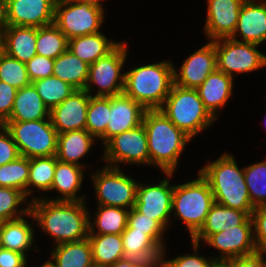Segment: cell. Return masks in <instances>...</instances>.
<instances>
[{
	"mask_svg": "<svg viewBox=\"0 0 266 267\" xmlns=\"http://www.w3.org/2000/svg\"><path fill=\"white\" fill-rule=\"evenodd\" d=\"M86 172L89 171L84 167L58 160L56 163L54 180L50 192L48 193L51 196L49 195L43 198L51 201L89 200V198L87 199V190H84V182L86 177H88ZM81 190H84L85 194L81 193Z\"/></svg>",
	"mask_w": 266,
	"mask_h": 267,
	"instance_id": "cell-19",
	"label": "cell"
},
{
	"mask_svg": "<svg viewBox=\"0 0 266 267\" xmlns=\"http://www.w3.org/2000/svg\"><path fill=\"white\" fill-rule=\"evenodd\" d=\"M174 84L197 89L207 77L217 69L216 51L214 41H208L187 55L179 67L173 61Z\"/></svg>",
	"mask_w": 266,
	"mask_h": 267,
	"instance_id": "cell-15",
	"label": "cell"
},
{
	"mask_svg": "<svg viewBox=\"0 0 266 267\" xmlns=\"http://www.w3.org/2000/svg\"><path fill=\"white\" fill-rule=\"evenodd\" d=\"M261 122H264V123H265V124H264V123H262V124L264 125V126L262 127V129H263V128H265V129H266V126H265V125H266V116H265V119H264V121H261Z\"/></svg>",
	"mask_w": 266,
	"mask_h": 267,
	"instance_id": "cell-58",
	"label": "cell"
},
{
	"mask_svg": "<svg viewBox=\"0 0 266 267\" xmlns=\"http://www.w3.org/2000/svg\"><path fill=\"white\" fill-rule=\"evenodd\" d=\"M106 15L105 10L90 4L56 0L54 24L70 40L103 31Z\"/></svg>",
	"mask_w": 266,
	"mask_h": 267,
	"instance_id": "cell-13",
	"label": "cell"
},
{
	"mask_svg": "<svg viewBox=\"0 0 266 267\" xmlns=\"http://www.w3.org/2000/svg\"><path fill=\"white\" fill-rule=\"evenodd\" d=\"M126 228L145 232L154 242L169 238L168 232L156 220L143 215L135 207L129 210Z\"/></svg>",
	"mask_w": 266,
	"mask_h": 267,
	"instance_id": "cell-43",
	"label": "cell"
},
{
	"mask_svg": "<svg viewBox=\"0 0 266 267\" xmlns=\"http://www.w3.org/2000/svg\"><path fill=\"white\" fill-rule=\"evenodd\" d=\"M231 267H266V256L257 251L254 254L226 261Z\"/></svg>",
	"mask_w": 266,
	"mask_h": 267,
	"instance_id": "cell-50",
	"label": "cell"
},
{
	"mask_svg": "<svg viewBox=\"0 0 266 267\" xmlns=\"http://www.w3.org/2000/svg\"><path fill=\"white\" fill-rule=\"evenodd\" d=\"M32 84L50 111L77 90L54 75L38 79Z\"/></svg>",
	"mask_w": 266,
	"mask_h": 267,
	"instance_id": "cell-35",
	"label": "cell"
},
{
	"mask_svg": "<svg viewBox=\"0 0 266 267\" xmlns=\"http://www.w3.org/2000/svg\"><path fill=\"white\" fill-rule=\"evenodd\" d=\"M57 161L56 155L30 158L29 179L27 182V198L30 201L48 196L54 180ZM39 192L44 195H38L37 193Z\"/></svg>",
	"mask_w": 266,
	"mask_h": 267,
	"instance_id": "cell-30",
	"label": "cell"
},
{
	"mask_svg": "<svg viewBox=\"0 0 266 267\" xmlns=\"http://www.w3.org/2000/svg\"><path fill=\"white\" fill-rule=\"evenodd\" d=\"M254 243L258 251L266 245V206L256 207L251 214Z\"/></svg>",
	"mask_w": 266,
	"mask_h": 267,
	"instance_id": "cell-47",
	"label": "cell"
},
{
	"mask_svg": "<svg viewBox=\"0 0 266 267\" xmlns=\"http://www.w3.org/2000/svg\"><path fill=\"white\" fill-rule=\"evenodd\" d=\"M245 0H206V19L201 29L205 38L214 41L230 38L237 26L241 6Z\"/></svg>",
	"mask_w": 266,
	"mask_h": 267,
	"instance_id": "cell-16",
	"label": "cell"
},
{
	"mask_svg": "<svg viewBox=\"0 0 266 267\" xmlns=\"http://www.w3.org/2000/svg\"><path fill=\"white\" fill-rule=\"evenodd\" d=\"M261 160L244 165L245 183L255 208L266 206V156Z\"/></svg>",
	"mask_w": 266,
	"mask_h": 267,
	"instance_id": "cell-36",
	"label": "cell"
},
{
	"mask_svg": "<svg viewBox=\"0 0 266 267\" xmlns=\"http://www.w3.org/2000/svg\"><path fill=\"white\" fill-rule=\"evenodd\" d=\"M146 109L124 93L110 97L106 132L98 139L102 147L110 138L142 124Z\"/></svg>",
	"mask_w": 266,
	"mask_h": 267,
	"instance_id": "cell-18",
	"label": "cell"
},
{
	"mask_svg": "<svg viewBox=\"0 0 266 267\" xmlns=\"http://www.w3.org/2000/svg\"><path fill=\"white\" fill-rule=\"evenodd\" d=\"M124 256L133 257L135 252L147 248L154 241L145 232L135 231L133 228H125L121 234Z\"/></svg>",
	"mask_w": 266,
	"mask_h": 267,
	"instance_id": "cell-44",
	"label": "cell"
},
{
	"mask_svg": "<svg viewBox=\"0 0 266 267\" xmlns=\"http://www.w3.org/2000/svg\"><path fill=\"white\" fill-rule=\"evenodd\" d=\"M70 1H74V2H77V3L90 4L91 6L99 7V8H101V9L106 11V9H105L106 5H104V4L106 3L107 0H70Z\"/></svg>",
	"mask_w": 266,
	"mask_h": 267,
	"instance_id": "cell-52",
	"label": "cell"
},
{
	"mask_svg": "<svg viewBox=\"0 0 266 267\" xmlns=\"http://www.w3.org/2000/svg\"><path fill=\"white\" fill-rule=\"evenodd\" d=\"M213 267H231L226 261H216Z\"/></svg>",
	"mask_w": 266,
	"mask_h": 267,
	"instance_id": "cell-55",
	"label": "cell"
},
{
	"mask_svg": "<svg viewBox=\"0 0 266 267\" xmlns=\"http://www.w3.org/2000/svg\"><path fill=\"white\" fill-rule=\"evenodd\" d=\"M92 171V172H91ZM94 171V172H93ZM127 172V173H126ZM128 168L105 166L91 169L88 178L96 205L131 209L135 206L139 179ZM131 175V176H130Z\"/></svg>",
	"mask_w": 266,
	"mask_h": 267,
	"instance_id": "cell-7",
	"label": "cell"
},
{
	"mask_svg": "<svg viewBox=\"0 0 266 267\" xmlns=\"http://www.w3.org/2000/svg\"><path fill=\"white\" fill-rule=\"evenodd\" d=\"M202 245L204 249L208 245L209 249L215 250L211 255L216 261H229L256 253L251 216L242 225L212 234Z\"/></svg>",
	"mask_w": 266,
	"mask_h": 267,
	"instance_id": "cell-14",
	"label": "cell"
},
{
	"mask_svg": "<svg viewBox=\"0 0 266 267\" xmlns=\"http://www.w3.org/2000/svg\"><path fill=\"white\" fill-rule=\"evenodd\" d=\"M8 26L43 27L54 23L56 0H6Z\"/></svg>",
	"mask_w": 266,
	"mask_h": 267,
	"instance_id": "cell-20",
	"label": "cell"
},
{
	"mask_svg": "<svg viewBox=\"0 0 266 267\" xmlns=\"http://www.w3.org/2000/svg\"><path fill=\"white\" fill-rule=\"evenodd\" d=\"M29 167L30 159L24 156L0 166V187L15 188L27 196Z\"/></svg>",
	"mask_w": 266,
	"mask_h": 267,
	"instance_id": "cell-38",
	"label": "cell"
},
{
	"mask_svg": "<svg viewBox=\"0 0 266 267\" xmlns=\"http://www.w3.org/2000/svg\"><path fill=\"white\" fill-rule=\"evenodd\" d=\"M50 119L46 107L33 84L17 90L10 117L6 121Z\"/></svg>",
	"mask_w": 266,
	"mask_h": 267,
	"instance_id": "cell-28",
	"label": "cell"
},
{
	"mask_svg": "<svg viewBox=\"0 0 266 267\" xmlns=\"http://www.w3.org/2000/svg\"><path fill=\"white\" fill-rule=\"evenodd\" d=\"M239 42L266 44V0H245L236 29L230 37Z\"/></svg>",
	"mask_w": 266,
	"mask_h": 267,
	"instance_id": "cell-21",
	"label": "cell"
},
{
	"mask_svg": "<svg viewBox=\"0 0 266 267\" xmlns=\"http://www.w3.org/2000/svg\"><path fill=\"white\" fill-rule=\"evenodd\" d=\"M90 95L85 90H76L50 111V119L58 134L86 127V115Z\"/></svg>",
	"mask_w": 266,
	"mask_h": 267,
	"instance_id": "cell-22",
	"label": "cell"
},
{
	"mask_svg": "<svg viewBox=\"0 0 266 267\" xmlns=\"http://www.w3.org/2000/svg\"><path fill=\"white\" fill-rule=\"evenodd\" d=\"M110 113V97L90 96L85 129L97 140L106 132Z\"/></svg>",
	"mask_w": 266,
	"mask_h": 267,
	"instance_id": "cell-39",
	"label": "cell"
},
{
	"mask_svg": "<svg viewBox=\"0 0 266 267\" xmlns=\"http://www.w3.org/2000/svg\"><path fill=\"white\" fill-rule=\"evenodd\" d=\"M108 267H137V266L131 263L130 261L121 259Z\"/></svg>",
	"mask_w": 266,
	"mask_h": 267,
	"instance_id": "cell-53",
	"label": "cell"
},
{
	"mask_svg": "<svg viewBox=\"0 0 266 267\" xmlns=\"http://www.w3.org/2000/svg\"><path fill=\"white\" fill-rule=\"evenodd\" d=\"M96 143L98 146V140L86 129L60 133L58 134L57 160L79 165L84 167L87 171L91 168L94 169L95 166L99 167V165L94 164L92 167V164H88L85 160V158H90V154H93V150L96 151ZM83 160H85V162H83Z\"/></svg>",
	"mask_w": 266,
	"mask_h": 267,
	"instance_id": "cell-23",
	"label": "cell"
},
{
	"mask_svg": "<svg viewBox=\"0 0 266 267\" xmlns=\"http://www.w3.org/2000/svg\"><path fill=\"white\" fill-rule=\"evenodd\" d=\"M92 248L93 264L108 267L123 259L124 249L121 235L116 234H88Z\"/></svg>",
	"mask_w": 266,
	"mask_h": 267,
	"instance_id": "cell-33",
	"label": "cell"
},
{
	"mask_svg": "<svg viewBox=\"0 0 266 267\" xmlns=\"http://www.w3.org/2000/svg\"><path fill=\"white\" fill-rule=\"evenodd\" d=\"M46 258H47V260L39 263L41 265L37 264V265H35V267H57V264L52 260V258L49 255Z\"/></svg>",
	"mask_w": 266,
	"mask_h": 267,
	"instance_id": "cell-54",
	"label": "cell"
},
{
	"mask_svg": "<svg viewBox=\"0 0 266 267\" xmlns=\"http://www.w3.org/2000/svg\"><path fill=\"white\" fill-rule=\"evenodd\" d=\"M126 64L123 93L146 110L160 109L174 84L171 57L158 62Z\"/></svg>",
	"mask_w": 266,
	"mask_h": 267,
	"instance_id": "cell-4",
	"label": "cell"
},
{
	"mask_svg": "<svg viewBox=\"0 0 266 267\" xmlns=\"http://www.w3.org/2000/svg\"><path fill=\"white\" fill-rule=\"evenodd\" d=\"M20 156L8 129L0 124V166L16 160Z\"/></svg>",
	"mask_w": 266,
	"mask_h": 267,
	"instance_id": "cell-46",
	"label": "cell"
},
{
	"mask_svg": "<svg viewBox=\"0 0 266 267\" xmlns=\"http://www.w3.org/2000/svg\"><path fill=\"white\" fill-rule=\"evenodd\" d=\"M2 38L4 52L22 63L26 64L37 55V27L8 26Z\"/></svg>",
	"mask_w": 266,
	"mask_h": 267,
	"instance_id": "cell-26",
	"label": "cell"
},
{
	"mask_svg": "<svg viewBox=\"0 0 266 267\" xmlns=\"http://www.w3.org/2000/svg\"><path fill=\"white\" fill-rule=\"evenodd\" d=\"M216 159L205 161L198 171L208 181L216 203L238 209L251 216L255 207L250 201L243 167L235 155L223 152ZM240 166V167H239Z\"/></svg>",
	"mask_w": 266,
	"mask_h": 267,
	"instance_id": "cell-3",
	"label": "cell"
},
{
	"mask_svg": "<svg viewBox=\"0 0 266 267\" xmlns=\"http://www.w3.org/2000/svg\"><path fill=\"white\" fill-rule=\"evenodd\" d=\"M142 123L147 133L151 169L177 173L183 160L181 156L194 141L160 109L146 110Z\"/></svg>",
	"mask_w": 266,
	"mask_h": 267,
	"instance_id": "cell-2",
	"label": "cell"
},
{
	"mask_svg": "<svg viewBox=\"0 0 266 267\" xmlns=\"http://www.w3.org/2000/svg\"><path fill=\"white\" fill-rule=\"evenodd\" d=\"M191 250L187 253H178L172 258L168 255L166 267H213L216 260L210 255L202 254L200 252L203 245L196 243L190 239ZM201 246V247H200ZM191 252V253H190Z\"/></svg>",
	"mask_w": 266,
	"mask_h": 267,
	"instance_id": "cell-42",
	"label": "cell"
},
{
	"mask_svg": "<svg viewBox=\"0 0 266 267\" xmlns=\"http://www.w3.org/2000/svg\"><path fill=\"white\" fill-rule=\"evenodd\" d=\"M29 259L16 251L2 248L0 250V267H29Z\"/></svg>",
	"mask_w": 266,
	"mask_h": 267,
	"instance_id": "cell-49",
	"label": "cell"
},
{
	"mask_svg": "<svg viewBox=\"0 0 266 267\" xmlns=\"http://www.w3.org/2000/svg\"><path fill=\"white\" fill-rule=\"evenodd\" d=\"M48 254L57 267H92L94 265L88 238L51 246Z\"/></svg>",
	"mask_w": 266,
	"mask_h": 267,
	"instance_id": "cell-31",
	"label": "cell"
},
{
	"mask_svg": "<svg viewBox=\"0 0 266 267\" xmlns=\"http://www.w3.org/2000/svg\"><path fill=\"white\" fill-rule=\"evenodd\" d=\"M100 149L102 154L96 162L105 166L124 168L128 165L127 168L131 169L149 166L150 169L147 133L143 123L110 138Z\"/></svg>",
	"mask_w": 266,
	"mask_h": 267,
	"instance_id": "cell-9",
	"label": "cell"
},
{
	"mask_svg": "<svg viewBox=\"0 0 266 267\" xmlns=\"http://www.w3.org/2000/svg\"><path fill=\"white\" fill-rule=\"evenodd\" d=\"M217 70L224 72L237 81V76L261 72L266 69V54L262 46L239 42L232 38L214 40Z\"/></svg>",
	"mask_w": 266,
	"mask_h": 267,
	"instance_id": "cell-11",
	"label": "cell"
},
{
	"mask_svg": "<svg viewBox=\"0 0 266 267\" xmlns=\"http://www.w3.org/2000/svg\"><path fill=\"white\" fill-rule=\"evenodd\" d=\"M106 32L88 34L68 40V51L82 61L91 65L101 57L111 52L119 43Z\"/></svg>",
	"mask_w": 266,
	"mask_h": 267,
	"instance_id": "cell-27",
	"label": "cell"
},
{
	"mask_svg": "<svg viewBox=\"0 0 266 267\" xmlns=\"http://www.w3.org/2000/svg\"><path fill=\"white\" fill-rule=\"evenodd\" d=\"M26 69L31 82L53 75L54 59L35 55L26 63Z\"/></svg>",
	"mask_w": 266,
	"mask_h": 267,
	"instance_id": "cell-45",
	"label": "cell"
},
{
	"mask_svg": "<svg viewBox=\"0 0 266 267\" xmlns=\"http://www.w3.org/2000/svg\"><path fill=\"white\" fill-rule=\"evenodd\" d=\"M249 217L244 211L228 208L215 202L203 226L191 240L203 244L212 234L242 225Z\"/></svg>",
	"mask_w": 266,
	"mask_h": 267,
	"instance_id": "cell-25",
	"label": "cell"
},
{
	"mask_svg": "<svg viewBox=\"0 0 266 267\" xmlns=\"http://www.w3.org/2000/svg\"><path fill=\"white\" fill-rule=\"evenodd\" d=\"M17 89L0 81V124L11 115Z\"/></svg>",
	"mask_w": 266,
	"mask_h": 267,
	"instance_id": "cell-48",
	"label": "cell"
},
{
	"mask_svg": "<svg viewBox=\"0 0 266 267\" xmlns=\"http://www.w3.org/2000/svg\"><path fill=\"white\" fill-rule=\"evenodd\" d=\"M32 219V220H31ZM35 219L31 212L23 217L13 220L0 222V243L2 248L19 252L25 255L31 265V257L33 252H42L36 244L38 237ZM31 252V253H30ZM30 253V254H29Z\"/></svg>",
	"mask_w": 266,
	"mask_h": 267,
	"instance_id": "cell-17",
	"label": "cell"
},
{
	"mask_svg": "<svg viewBox=\"0 0 266 267\" xmlns=\"http://www.w3.org/2000/svg\"><path fill=\"white\" fill-rule=\"evenodd\" d=\"M194 174L196 177L189 178L190 181L183 179L184 182L177 183L176 180L172 195L171 229L180 222L190 239L201 229L215 203L208 181L199 171Z\"/></svg>",
	"mask_w": 266,
	"mask_h": 267,
	"instance_id": "cell-5",
	"label": "cell"
},
{
	"mask_svg": "<svg viewBox=\"0 0 266 267\" xmlns=\"http://www.w3.org/2000/svg\"><path fill=\"white\" fill-rule=\"evenodd\" d=\"M20 156L27 158L51 157L57 153L58 132L51 119L36 121H5Z\"/></svg>",
	"mask_w": 266,
	"mask_h": 267,
	"instance_id": "cell-10",
	"label": "cell"
},
{
	"mask_svg": "<svg viewBox=\"0 0 266 267\" xmlns=\"http://www.w3.org/2000/svg\"><path fill=\"white\" fill-rule=\"evenodd\" d=\"M30 203L22 191L0 187V222L23 217L30 212Z\"/></svg>",
	"mask_w": 266,
	"mask_h": 267,
	"instance_id": "cell-37",
	"label": "cell"
},
{
	"mask_svg": "<svg viewBox=\"0 0 266 267\" xmlns=\"http://www.w3.org/2000/svg\"><path fill=\"white\" fill-rule=\"evenodd\" d=\"M129 45L130 42L123 39L111 52L89 65L84 90L90 96L112 97L123 93L125 68L126 64H130Z\"/></svg>",
	"mask_w": 266,
	"mask_h": 267,
	"instance_id": "cell-8",
	"label": "cell"
},
{
	"mask_svg": "<svg viewBox=\"0 0 266 267\" xmlns=\"http://www.w3.org/2000/svg\"><path fill=\"white\" fill-rule=\"evenodd\" d=\"M0 81L19 90L32 84L26 64L9 56L5 52L0 57Z\"/></svg>",
	"mask_w": 266,
	"mask_h": 267,
	"instance_id": "cell-41",
	"label": "cell"
},
{
	"mask_svg": "<svg viewBox=\"0 0 266 267\" xmlns=\"http://www.w3.org/2000/svg\"><path fill=\"white\" fill-rule=\"evenodd\" d=\"M93 206L97 208L93 212L89 207V234L121 235L123 233L127 227L129 209L104 205Z\"/></svg>",
	"mask_w": 266,
	"mask_h": 267,
	"instance_id": "cell-29",
	"label": "cell"
},
{
	"mask_svg": "<svg viewBox=\"0 0 266 267\" xmlns=\"http://www.w3.org/2000/svg\"><path fill=\"white\" fill-rule=\"evenodd\" d=\"M176 174L178 173L161 172L160 178H153L152 182L148 181L147 176H145L147 182H143L142 175L134 206L143 215L156 220L167 232L171 230L169 228H171L173 179L175 180Z\"/></svg>",
	"mask_w": 266,
	"mask_h": 267,
	"instance_id": "cell-12",
	"label": "cell"
},
{
	"mask_svg": "<svg viewBox=\"0 0 266 267\" xmlns=\"http://www.w3.org/2000/svg\"><path fill=\"white\" fill-rule=\"evenodd\" d=\"M234 84L235 80L231 76L216 69L197 88L204 107L217 121L230 99L233 101Z\"/></svg>",
	"mask_w": 266,
	"mask_h": 267,
	"instance_id": "cell-24",
	"label": "cell"
},
{
	"mask_svg": "<svg viewBox=\"0 0 266 267\" xmlns=\"http://www.w3.org/2000/svg\"><path fill=\"white\" fill-rule=\"evenodd\" d=\"M260 251L266 256V245Z\"/></svg>",
	"mask_w": 266,
	"mask_h": 267,
	"instance_id": "cell-57",
	"label": "cell"
},
{
	"mask_svg": "<svg viewBox=\"0 0 266 267\" xmlns=\"http://www.w3.org/2000/svg\"><path fill=\"white\" fill-rule=\"evenodd\" d=\"M7 27H8L7 1L0 0V35H2V33Z\"/></svg>",
	"mask_w": 266,
	"mask_h": 267,
	"instance_id": "cell-51",
	"label": "cell"
},
{
	"mask_svg": "<svg viewBox=\"0 0 266 267\" xmlns=\"http://www.w3.org/2000/svg\"><path fill=\"white\" fill-rule=\"evenodd\" d=\"M160 110L193 141L218 122L204 107L197 89L172 85ZM199 135V136H198Z\"/></svg>",
	"mask_w": 266,
	"mask_h": 267,
	"instance_id": "cell-6",
	"label": "cell"
},
{
	"mask_svg": "<svg viewBox=\"0 0 266 267\" xmlns=\"http://www.w3.org/2000/svg\"><path fill=\"white\" fill-rule=\"evenodd\" d=\"M167 241L170 242L168 238L155 241L147 248L135 252L133 257H123V259L130 261L137 267H166L170 251L169 248L172 247H168L169 244Z\"/></svg>",
	"mask_w": 266,
	"mask_h": 267,
	"instance_id": "cell-40",
	"label": "cell"
},
{
	"mask_svg": "<svg viewBox=\"0 0 266 267\" xmlns=\"http://www.w3.org/2000/svg\"><path fill=\"white\" fill-rule=\"evenodd\" d=\"M53 75L77 90H84L89 77V64L66 50L54 59Z\"/></svg>",
	"mask_w": 266,
	"mask_h": 267,
	"instance_id": "cell-32",
	"label": "cell"
},
{
	"mask_svg": "<svg viewBox=\"0 0 266 267\" xmlns=\"http://www.w3.org/2000/svg\"><path fill=\"white\" fill-rule=\"evenodd\" d=\"M4 53V43H3V38L2 35H0V57Z\"/></svg>",
	"mask_w": 266,
	"mask_h": 267,
	"instance_id": "cell-56",
	"label": "cell"
},
{
	"mask_svg": "<svg viewBox=\"0 0 266 267\" xmlns=\"http://www.w3.org/2000/svg\"><path fill=\"white\" fill-rule=\"evenodd\" d=\"M37 55L55 59L68 49V39L54 24L37 28Z\"/></svg>",
	"mask_w": 266,
	"mask_h": 267,
	"instance_id": "cell-34",
	"label": "cell"
},
{
	"mask_svg": "<svg viewBox=\"0 0 266 267\" xmlns=\"http://www.w3.org/2000/svg\"><path fill=\"white\" fill-rule=\"evenodd\" d=\"M86 201H51L44 198L31 201L30 212L40 232L38 234L43 233V238L51 239V246L86 239L89 234V201Z\"/></svg>",
	"mask_w": 266,
	"mask_h": 267,
	"instance_id": "cell-1",
	"label": "cell"
}]
</instances>
